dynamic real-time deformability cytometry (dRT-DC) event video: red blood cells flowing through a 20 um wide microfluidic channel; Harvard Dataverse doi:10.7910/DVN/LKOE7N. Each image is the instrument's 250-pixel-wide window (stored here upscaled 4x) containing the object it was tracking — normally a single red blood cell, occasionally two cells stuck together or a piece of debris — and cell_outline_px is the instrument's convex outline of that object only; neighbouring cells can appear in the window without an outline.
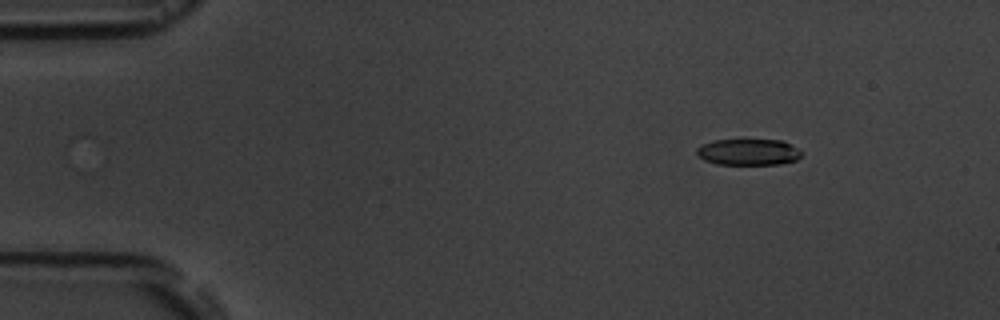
{"species": "common noctule bat (a hibernating species)", "species_latin": "Nyctalus noctula", "temperature_condition": "room temperature", "stored_images_in_passage": 5, "camera_frame_rate_fps": 3000, "um_per_image_px": 0.085, "animal": {"sex": "male", "body_mass_g": 19.5, "forearm_length_mm": 54.6}, "frame": {"image": 1, "passage_image": 5, "time_ms": 5.667, "image_size_px": [1000, 320], "cell_outline_px": [[800, 156], [796, 160], [780, 164], [716, 164], [704, 160], [696, 152], [696, 148], [712, 140], [744, 136], [784, 140], [792, 144], [800, 152]], "centroid_in_image_um": [63.6, 12.85], "position_along_channel_um": 21.4, "area_um2": 16.99}}